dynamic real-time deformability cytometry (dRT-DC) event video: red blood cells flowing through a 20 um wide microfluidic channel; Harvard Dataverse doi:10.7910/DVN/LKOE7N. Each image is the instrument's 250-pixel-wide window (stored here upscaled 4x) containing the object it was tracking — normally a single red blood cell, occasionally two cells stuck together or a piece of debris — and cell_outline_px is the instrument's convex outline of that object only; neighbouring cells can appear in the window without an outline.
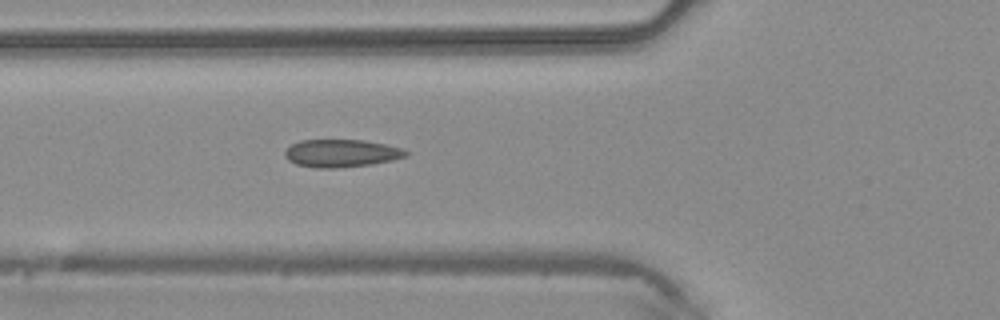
{"species": "common noctule bat (a hibernating species)", "species_latin": "Nyctalus noctula", "temperature_condition": "warm", "stored_images_in_passage": 13, "camera_frame_rate_fps": 3000, "um_per_image_px": 0.085, "animal": {"sex": "male", "body_mass_g": 20.4}, "frame": {"image": 1, "passage_image": 8, "time_ms": 2.333, "image_size_px": [1000, 320], "cell_outline_px": [[408, 156], [392, 160], [372, 164], [336, 168], [316, 168], [296, 164], [288, 160], [284, 156], [284, 152], [292, 144], [300, 140], [364, 140], [384, 144], [400, 148], [408, 152]], "centroid_in_image_um": [28.99, 13.03], "position_along_channel_um": 96.8, "area_um2": 19.48}}
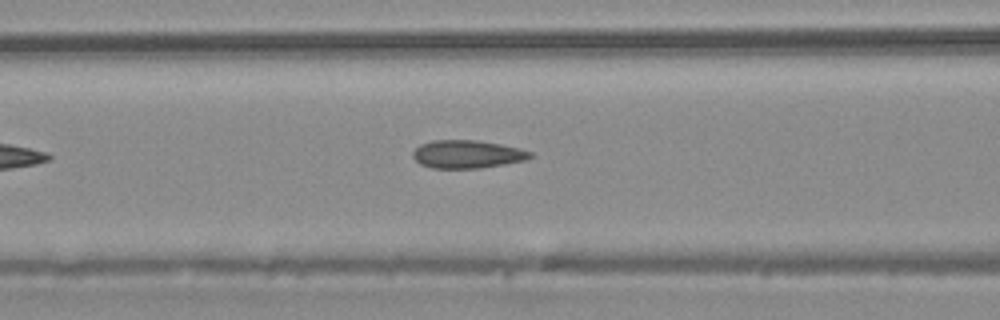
{"frame": {"image": 2, "passage_image": 10, "time_ms": 3.0, "image_size_px": [1000, 320], "cell_outline_px": [[532, 156], [524, 160], [504, 164], [480, 168], [432, 168], [420, 164], [412, 156], [412, 152], [420, 144], [432, 140], [476, 140], [500, 144], [520, 148], [532, 152]], "centroid_in_image_um": [39.69, 13.1], "position_along_channel_um": 126.9, "area_um2": 19.13}}